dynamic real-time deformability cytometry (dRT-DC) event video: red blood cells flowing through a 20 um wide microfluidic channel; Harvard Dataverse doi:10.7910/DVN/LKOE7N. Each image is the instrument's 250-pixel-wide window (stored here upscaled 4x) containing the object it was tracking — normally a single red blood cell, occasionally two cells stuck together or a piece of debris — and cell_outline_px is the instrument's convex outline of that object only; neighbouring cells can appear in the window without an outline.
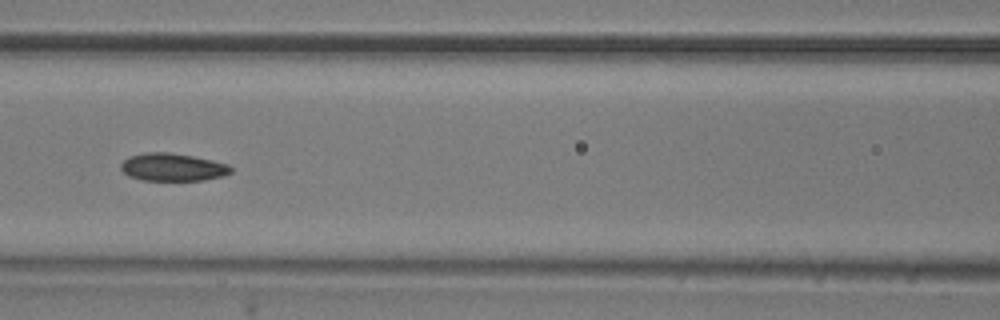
{"species": "common noctule bat (a hibernating species)", "species_latin": "Nyctalus noctula", "temperature_condition": "room temperature", "stored_images_in_passage": 9, "camera_frame_rate_fps": 3000, "um_per_image_px": 0.085, "animal": {"sex": "male", "body_mass_g": 20.5, "forearm_length_mm": 52.5}, "frame": {"image": 1, "passage_image": 6, "time_ms": 1.667, "image_size_px": [1000, 320], "cell_outline_px": [[232, 172], [224, 176], [204, 180], [144, 180], [128, 176], [120, 168], [120, 164], [128, 156], [148, 152], [168, 152], [192, 156], [212, 160], [228, 164], [232, 168]], "centroid_in_image_um": [14.68, 14.21], "position_along_channel_um": 151.9, "area_um2": 17.8}}
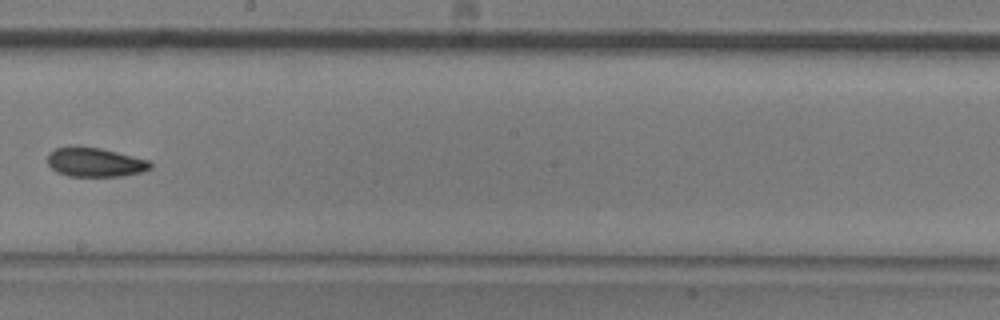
{"frame": {"image": 2, "passage_image": 8, "time_ms": 2.333, "image_size_px": [1000, 320], "cell_outline_px": [[152, 168], [144, 172], [124, 176], [68, 176], [56, 172], [48, 164], [48, 152], [56, 148], [76, 144], [80, 144], [100, 148], [148, 160], [152, 164]], "centroid_in_image_um": [8.05, 13.77], "position_along_channel_um": 240.2, "area_um2": 17.86}}
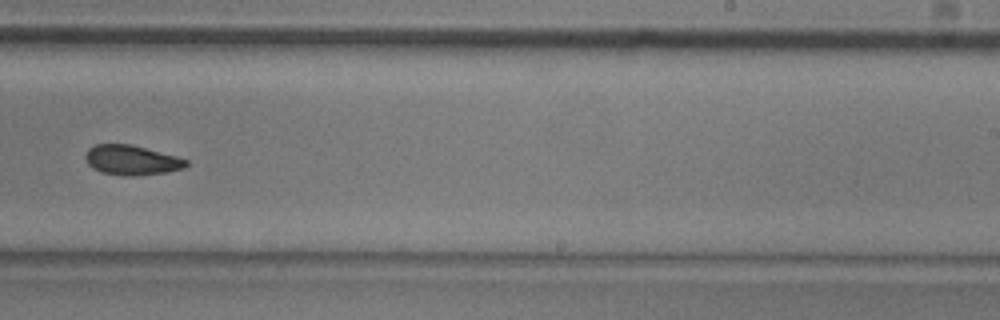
{"frame": {"image": 3, "passage_image": 9, "time_ms": 2.667, "image_size_px": [1000, 320], "cell_outline_px": [[188, 164], [184, 168], [168, 172], [136, 176], [124, 176], [100, 172], [92, 168], [88, 164], [84, 156], [88, 148], [96, 144], [132, 144], [176, 156], [188, 160]], "centroid_in_image_um": [11.18, 13.61], "position_along_channel_um": 277.8, "area_um2": 17.69}}